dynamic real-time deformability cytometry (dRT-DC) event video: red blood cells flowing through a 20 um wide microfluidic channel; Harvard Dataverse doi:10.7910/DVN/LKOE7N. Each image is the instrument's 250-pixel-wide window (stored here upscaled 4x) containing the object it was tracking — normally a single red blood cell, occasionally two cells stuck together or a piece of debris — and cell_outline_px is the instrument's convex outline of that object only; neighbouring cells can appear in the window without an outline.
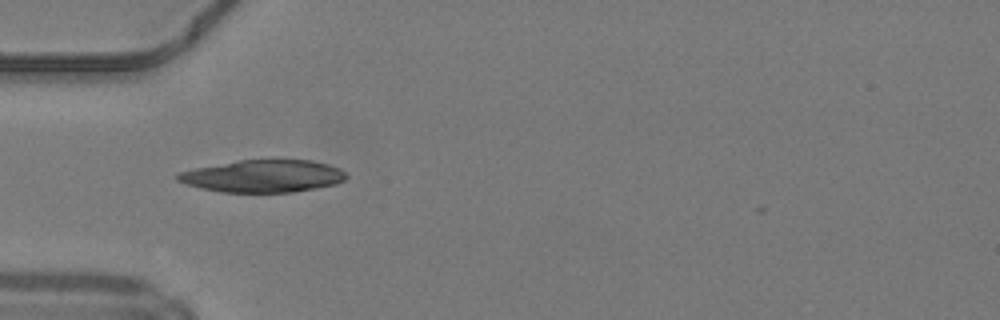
{"species": "common noctule bat (a hibernating species)", "species_latin": "Nyctalus noctula", "temperature_condition": "warm", "stored_images_in_passage": 3, "camera_frame_rate_fps": 3000, "um_per_image_px": 0.085, "animal": {"sex": "male", "body_mass_g": 19.2, "forearm_length_mm": 51.8}, "frame": {"image": 1, "passage_image": 3, "time_ms": 0.667, "image_size_px": [1000, 320], "cell_outline_px": [[348, 176], [344, 180], [336, 184], [316, 188], [292, 192], [220, 192], [188, 184], [176, 180], [176, 176], [180, 172], [196, 168], [240, 160], [312, 160], [328, 164], [340, 168]], "centroid_in_image_um": [22.41, 14.97], "position_along_channel_um": 62.6, "area_um2": 31.5}}